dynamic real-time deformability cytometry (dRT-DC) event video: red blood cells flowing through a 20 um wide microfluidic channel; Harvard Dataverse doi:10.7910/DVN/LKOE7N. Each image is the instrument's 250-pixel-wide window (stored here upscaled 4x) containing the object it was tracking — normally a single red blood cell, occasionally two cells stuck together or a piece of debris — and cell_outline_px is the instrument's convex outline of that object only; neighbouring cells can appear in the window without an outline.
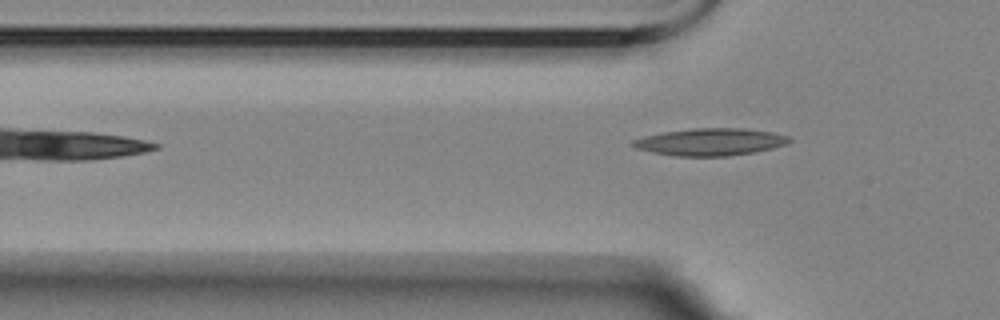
{"species": "Egyptian fruit bat (a non-hibernating species)", "species_latin": "Rousettus aegyptiacus", "temperature_condition": "room temperature", "stored_images_in_passage": 4, "camera_frame_rate_fps": 3000, "um_per_image_px": 0.085, "animal": {"sex": "female"}, "frame": {"image": 1, "passage_image": 4, "time_ms": 4.333, "image_size_px": [1000, 320], "cell_outline_px": [[792, 140], [784, 144], [772, 148], [756, 152], [728, 156], [672, 156], [652, 152], [636, 148], [628, 144], [632, 140], [644, 136], [664, 132], [692, 128], [744, 128], [772, 132], [788, 136]], "centroid_in_image_um": [60.34, 12.06], "position_along_channel_um": 65.5, "area_um2": 24.91}}